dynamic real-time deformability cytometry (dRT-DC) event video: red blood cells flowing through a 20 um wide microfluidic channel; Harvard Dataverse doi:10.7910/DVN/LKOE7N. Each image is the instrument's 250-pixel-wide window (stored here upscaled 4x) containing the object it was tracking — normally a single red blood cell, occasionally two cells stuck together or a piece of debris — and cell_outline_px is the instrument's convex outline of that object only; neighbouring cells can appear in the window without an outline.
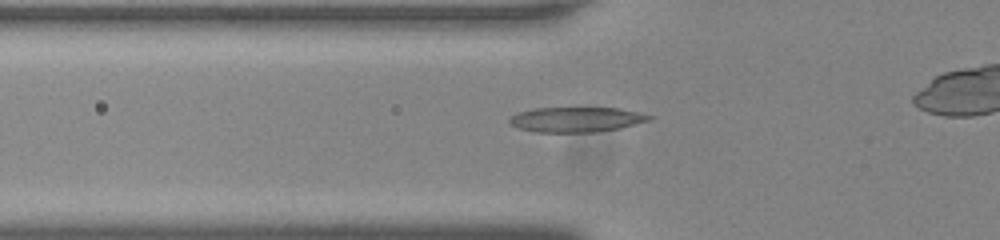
{"species": "common noctule bat (a hibernating species)", "species_latin": "Nyctalus noctula", "temperature_condition": "room temperature", "stored_images_in_passage": 31, "camera_frame_rate_fps": 3000, "um_per_image_px": 0.085, "animal": {"sex": "male", "body_mass_g": 20.0, "forearm_length_mm": 53.3}, "frame": {"image": 1, "passage_image": 2, "time_ms": 0.333, "image_size_px": [1000, 240], "cell_outline_px": [[652, 120], [620, 128], [596, 132], [536, 132], [516, 128], [508, 124], [508, 120], [512, 116], [520, 112], [532, 108], [616, 108], [636, 112], [652, 116]], "centroid_in_image_um": [48.94, 10.17], "position_along_channel_um": 76.9, "area_um2": 20.35}}
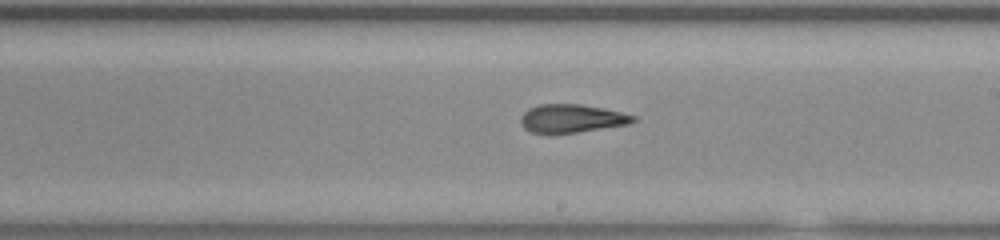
{"frame": {"image": 2, "passage_image": 15, "time_ms": 4.667, "image_size_px": [1000, 240], "cell_outline_px": [[640, 120], [628, 124], [576, 132], [548, 136], [528, 132], [520, 124], [520, 116], [528, 108], [540, 104], [580, 104], [604, 108], [636, 116]], "centroid_in_image_um": [48.53, 10.1], "position_along_channel_um": 240.5, "area_um2": 19.13}}
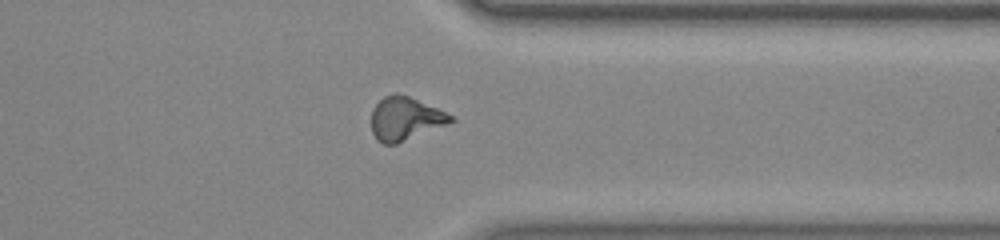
{"frame": {"image": 3, "passage_image": 26, "time_ms": 8.333, "image_size_px": [1000, 240], "cell_outline_px": [[456, 120], [448, 124], [396, 144], [384, 144], [376, 140], [372, 132], [372, 108], [384, 96], [396, 92], [408, 96], [436, 108], [452, 116]], "centroid_in_image_um": [34.41, 10.09], "position_along_channel_um": 377.0, "area_um2": 19.88}}